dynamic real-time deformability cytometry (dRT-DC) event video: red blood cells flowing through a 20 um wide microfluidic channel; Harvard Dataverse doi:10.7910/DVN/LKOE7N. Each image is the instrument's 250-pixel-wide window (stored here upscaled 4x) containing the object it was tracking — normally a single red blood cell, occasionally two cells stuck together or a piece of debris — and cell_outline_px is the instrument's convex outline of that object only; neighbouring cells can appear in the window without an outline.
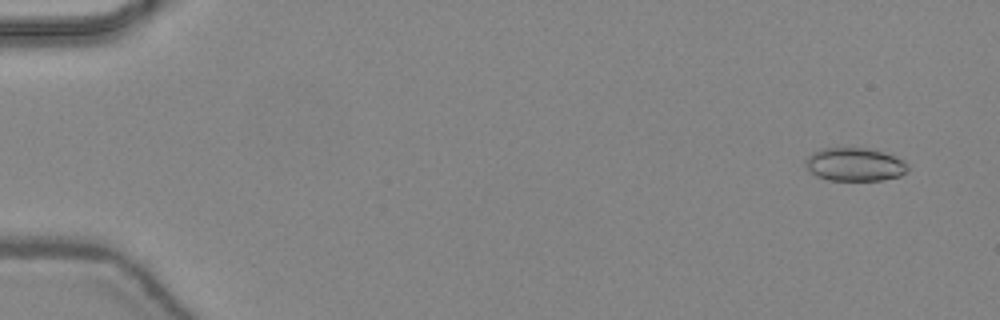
{"species": "common noctule bat (a hibernating species)", "species_latin": "Nyctalus noctula", "temperature_condition": "warm", "stored_images_in_passage": 8, "camera_frame_rate_fps": 3000, "um_per_image_px": 0.085, "animal": {"sex": "female", "body_mass_g": 24.6, "forearm_length_mm": 56.2}, "frame": {"image": 1, "passage_image": 3, "time_ms": 0.667, "image_size_px": [1000, 320], "cell_outline_px": [[908, 172], [900, 176], [884, 180], [828, 180], [816, 176], [804, 164], [804, 160], [812, 152], [820, 148], [868, 148], [884, 152], [904, 160], [908, 164]], "centroid_in_image_um": [72.66, 13.97], "position_along_channel_um": 12.3, "area_um2": 20.06}}